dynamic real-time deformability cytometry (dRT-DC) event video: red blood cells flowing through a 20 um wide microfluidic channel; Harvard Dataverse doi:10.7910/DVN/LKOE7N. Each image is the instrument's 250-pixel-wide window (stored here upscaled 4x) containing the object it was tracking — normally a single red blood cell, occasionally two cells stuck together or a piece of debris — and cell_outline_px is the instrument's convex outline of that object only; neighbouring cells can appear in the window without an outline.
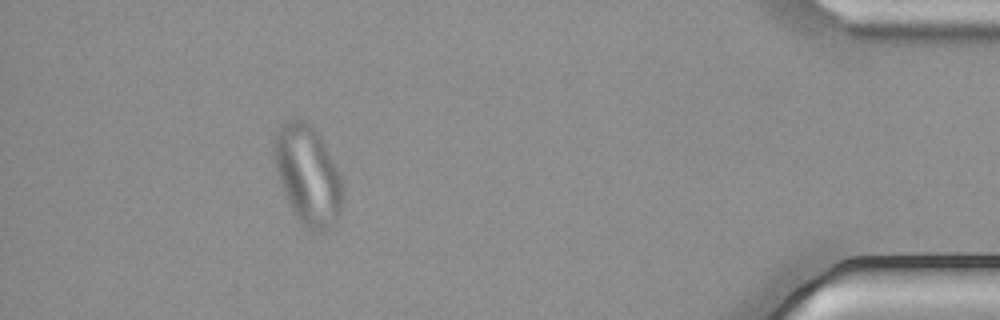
{"species": "common noctule bat (a hibernating species)", "species_latin": "Nyctalus noctula", "temperature_condition": "cold", "stored_images_in_passage": 37, "camera_frame_rate_fps": 3000, "um_per_image_px": 0.085, "animal": {"sex": "male", "body_mass_g": 21.5, "forearm_length_mm": 52.0}, "frame": {"image": 1, "passage_image": 32, "time_ms": 10.333, "image_size_px": [1000, 320], "cell_outline_px": [[344, 192], [340, 212], [336, 220], [328, 232], [324, 236], [304, 228], [296, 216], [284, 192], [280, 180], [272, 148], [276, 132], [280, 124], [288, 120], [300, 120], [312, 124], [320, 136], [340, 172]], "centroid_in_image_um": [26.2, 14.92], "position_along_channel_um": 409.0, "area_um2": 40.0}}